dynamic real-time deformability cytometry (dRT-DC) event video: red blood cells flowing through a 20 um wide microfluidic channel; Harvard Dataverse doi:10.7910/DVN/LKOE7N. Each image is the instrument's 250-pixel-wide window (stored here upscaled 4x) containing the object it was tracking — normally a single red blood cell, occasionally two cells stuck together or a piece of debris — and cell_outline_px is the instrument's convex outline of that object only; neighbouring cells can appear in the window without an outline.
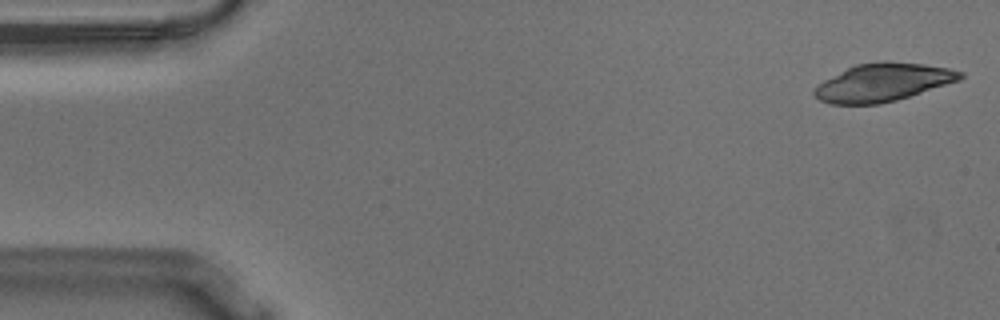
{"species": "Egyptian fruit bat (a non-hibernating species)", "species_latin": "Rousettus aegyptiacus", "temperature_condition": "warm", "stored_images_in_passage": 54, "camera_frame_rate_fps": 3000, "um_per_image_px": 0.085, "animal": {"sex": "male"}, "frame": {"image": 1, "passage_image": 1, "time_ms": 0.0, "image_size_px": [1000, 320], "cell_outline_px": [[964, 76], [960, 80], [896, 100], [880, 104], [832, 104], [820, 100], [812, 92], [816, 84], [856, 64], [880, 60], [888, 60], [924, 64], [948, 68], [964, 72]], "centroid_in_image_um": [75.05, 6.99], "position_along_channel_um": 10.0, "area_um2": 32.31}}
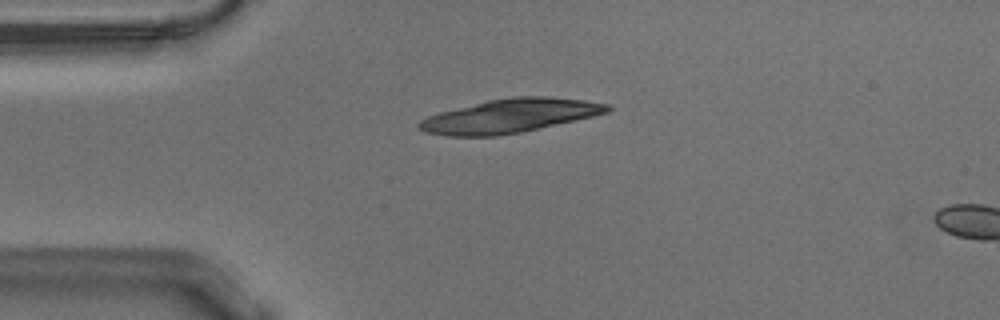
{"frame": {"image": 2, "passage_image": 12, "time_ms": 3.667, "image_size_px": [1000, 320], "cell_outline_px": [[612, 108], [608, 112], [592, 116], [520, 132], [496, 136], [448, 136], [424, 132], [416, 124], [420, 120], [428, 116], [440, 112], [488, 100], [512, 96], [544, 96], [584, 100], [608, 104]], "centroid_in_image_um": [43.3, 9.84], "position_along_channel_um": 41.7, "area_um2": 36.65}}